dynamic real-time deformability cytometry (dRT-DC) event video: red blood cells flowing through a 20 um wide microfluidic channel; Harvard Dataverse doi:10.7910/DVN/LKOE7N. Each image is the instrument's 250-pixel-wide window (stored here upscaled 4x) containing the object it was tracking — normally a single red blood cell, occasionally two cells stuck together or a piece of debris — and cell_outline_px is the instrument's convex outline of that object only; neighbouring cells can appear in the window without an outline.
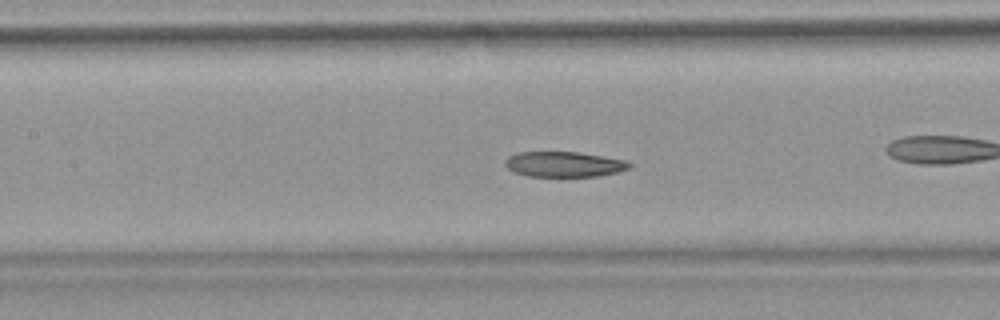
{"species": "common noctule bat (a hibernating species)", "species_latin": "Nyctalus noctula", "temperature_condition": "warm", "stored_images_in_passage": 54, "camera_frame_rate_fps": 3000, "um_per_image_px": 0.085, "animal": {"sex": "female", "body_mass_g": 18.4}, "frame": {"image": 1, "passage_image": 24, "time_ms": 7.667, "image_size_px": [1000, 320], "cell_outline_px": [[632, 164], [628, 168], [616, 172], [600, 176], [528, 176], [512, 172], [504, 164], [504, 160], [508, 156], [516, 152], [576, 152], [628, 160]], "centroid_in_image_um": [47.9, 13.96], "position_along_channel_um": 159.5, "area_um2": 18.38}, "authors_computed_cell_mechanics": {"area_um2": 20.4034, "velocity_mm_per_s": 3.802, "shape_relaxation_time_tau1_ms": 7.5397, "shape_relaxation_time_tau2_ms": 4.7576, "deformation_change_tau1": 0.1607, "deformation_change_tau2": 0.1176}}